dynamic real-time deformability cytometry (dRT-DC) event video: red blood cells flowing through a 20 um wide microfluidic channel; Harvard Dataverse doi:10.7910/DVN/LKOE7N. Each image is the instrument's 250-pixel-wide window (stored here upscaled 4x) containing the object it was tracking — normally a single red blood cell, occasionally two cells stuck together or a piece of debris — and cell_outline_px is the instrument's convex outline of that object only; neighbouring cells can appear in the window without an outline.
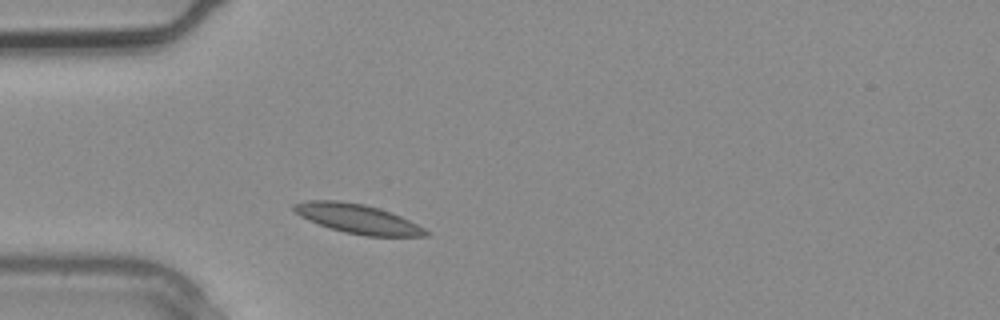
{"species": "common noctule bat (a hibernating species)", "species_latin": "Nyctalus noctula", "temperature_condition": "warm", "stored_images_in_passage": 1, "camera_frame_rate_fps": 3000, "um_per_image_px": 0.085, "animal": {"sex": "male", "body_mass_g": 20.4}, "frame": {"image": 1, "passage_image": 1, "time_ms": 0.0, "image_size_px": [1000, 320], "cell_outline_px": [[428, 236], [364, 236], [344, 232], [308, 220], [300, 216], [292, 208], [292, 204], [308, 200], [336, 200], [364, 204], [380, 208], [400, 216], [424, 228], [428, 232]], "centroid_in_image_um": [30.38, 18.59], "position_along_channel_um": 54.6, "area_um2": 22.31}}